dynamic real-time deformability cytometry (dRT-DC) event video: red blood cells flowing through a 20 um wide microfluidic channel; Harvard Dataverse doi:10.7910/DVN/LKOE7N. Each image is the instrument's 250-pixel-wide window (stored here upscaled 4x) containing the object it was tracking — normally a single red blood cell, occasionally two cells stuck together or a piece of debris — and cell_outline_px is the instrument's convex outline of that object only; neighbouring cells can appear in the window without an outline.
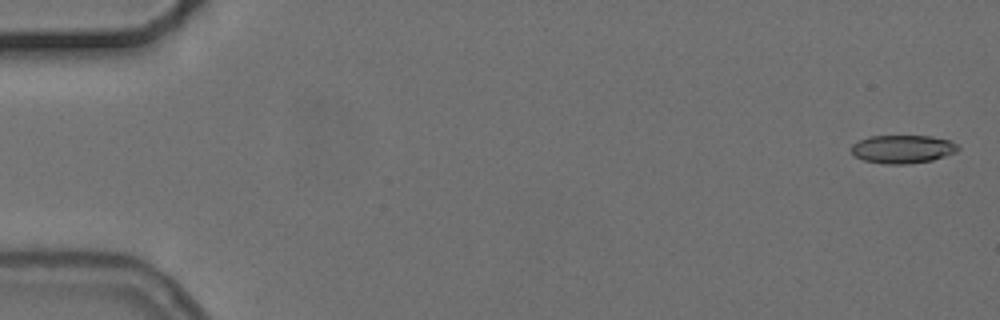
{"species": "common noctule bat (a hibernating species)", "species_latin": "Nyctalus noctula", "temperature_condition": "cold", "stored_images_in_passage": 6, "camera_frame_rate_fps": 3000, "um_per_image_px": 0.085, "animal": {"sex": "female", "body_mass_g": 24.6, "forearm_length_mm": 56.2}, "frame": {"image": 1, "passage_image": 1, "time_ms": 0.0, "image_size_px": [1000, 320], "cell_outline_px": [[960, 148], [956, 152], [932, 160], [904, 164], [888, 164], [864, 160], [856, 156], [852, 152], [852, 144], [868, 136], [932, 136], [948, 140], [956, 144]], "centroid_in_image_um": [76.73, 12.66], "position_along_channel_um": 8.3, "area_um2": 17.34}}
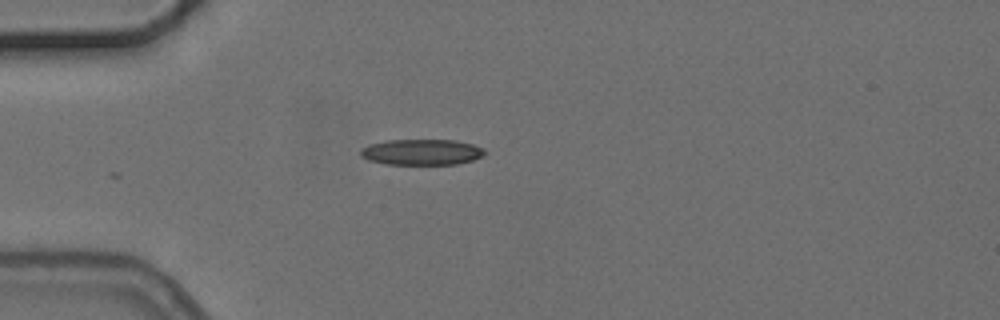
{"frame": {"image": 2, "passage_image": 5, "time_ms": 4.667, "image_size_px": [1000, 320], "cell_outline_px": [[488, 152], [472, 160], [456, 164], [384, 164], [368, 160], [360, 156], [360, 148], [368, 144], [384, 140], [456, 140], [472, 144], [484, 148]], "centroid_in_image_um": [35.8, 12.92], "position_along_channel_um": 49.2, "area_um2": 18.84}}